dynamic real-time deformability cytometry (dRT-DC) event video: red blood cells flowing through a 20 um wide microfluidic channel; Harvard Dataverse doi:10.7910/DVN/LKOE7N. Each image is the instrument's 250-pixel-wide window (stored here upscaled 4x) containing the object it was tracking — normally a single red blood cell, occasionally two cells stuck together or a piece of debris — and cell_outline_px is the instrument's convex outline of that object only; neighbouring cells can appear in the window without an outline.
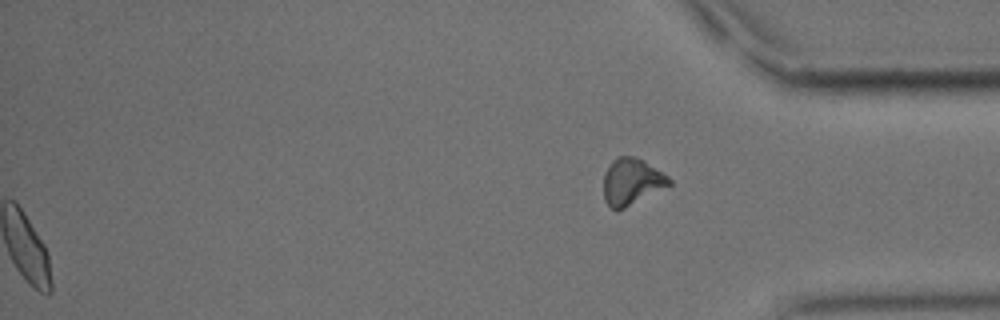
{"species": "common noctule bat (a hibernating species)", "species_latin": "Nyctalus noctula", "temperature_condition": "cold", "stored_images_in_passage": 57, "segment_of_instrument_passage": [2, 2], "camera_frame_rate_fps": 3000, "um_per_image_px": 0.085, "animal": {"sex": "male", "body_mass_g": 15.6}, "frame": {"image": 1, "passage_image": 57, "time_ms": 18.667, "image_size_px": [1000, 320], "cell_outline_px": [[672, 184], [616, 212], [604, 200], [604, 172], [608, 164], [616, 156], [636, 156], [668, 176], [672, 180]], "centroid_in_image_um": [53.66, 15.43], "position_along_channel_um": 381.5, "area_um2": 17.8}}